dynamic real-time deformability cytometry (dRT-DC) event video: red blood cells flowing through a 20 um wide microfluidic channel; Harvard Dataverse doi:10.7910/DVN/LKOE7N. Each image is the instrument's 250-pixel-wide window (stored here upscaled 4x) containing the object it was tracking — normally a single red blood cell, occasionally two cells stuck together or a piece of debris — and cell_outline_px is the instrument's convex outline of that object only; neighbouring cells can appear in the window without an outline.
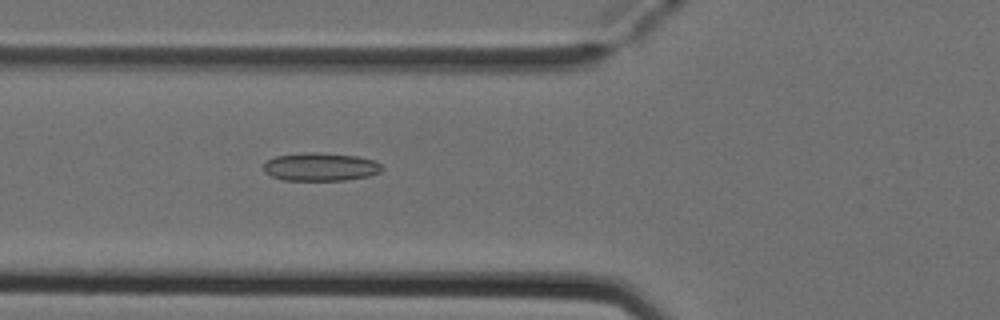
{"species": "Egyptian fruit bat (a non-hibernating species)", "species_latin": "Rousettus aegyptiacus", "temperature_condition": "cold", "stored_images_in_passage": 3, "camera_frame_rate_fps": 3000, "um_per_image_px": 0.085, "animal": {"sex": "female"}, "frame": {"image": 1, "passage_image": 3, "time_ms": 0.667, "image_size_px": [1000, 320], "cell_outline_px": [[384, 168], [380, 172], [368, 176], [344, 180], [284, 180], [272, 176], [264, 172], [264, 164], [268, 160], [276, 156], [304, 152], [316, 152], [356, 156], [376, 160]], "centroid_in_image_um": [27.26, 14.18], "position_along_channel_um": 98.5, "area_um2": 19.42}}